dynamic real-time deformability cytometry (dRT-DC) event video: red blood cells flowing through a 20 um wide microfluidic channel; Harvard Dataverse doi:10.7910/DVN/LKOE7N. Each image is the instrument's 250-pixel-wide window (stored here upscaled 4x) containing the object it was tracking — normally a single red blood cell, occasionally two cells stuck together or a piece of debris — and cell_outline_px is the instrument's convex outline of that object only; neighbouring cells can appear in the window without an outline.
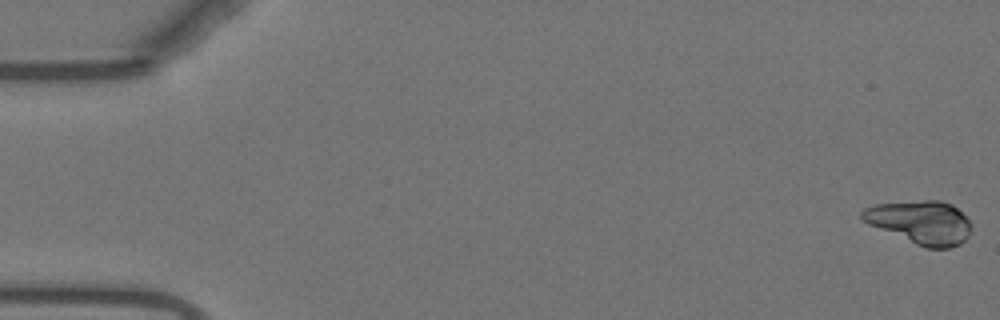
{"species": "Egyptian fruit bat (a non-hibernating species)", "species_latin": "Rousettus aegyptiacus", "temperature_condition": "warm", "stored_images_in_passage": 50, "camera_frame_rate_fps": 3000, "um_per_image_px": 0.085, "animal": {"sex": "female"}, "frame": {"image": 1, "passage_image": 1, "time_ms": 0.0, "image_size_px": [1000, 320], "cell_outline_px": [[972, 228], [968, 236], [960, 244], [948, 248], [928, 248], [916, 244], [868, 224], [860, 216], [860, 212], [864, 208], [876, 204], [924, 200], [940, 200], [952, 204], [968, 220]], "centroid_in_image_um": [78.24, 18.89], "position_along_channel_um": 6.8, "area_um2": 27.34}}
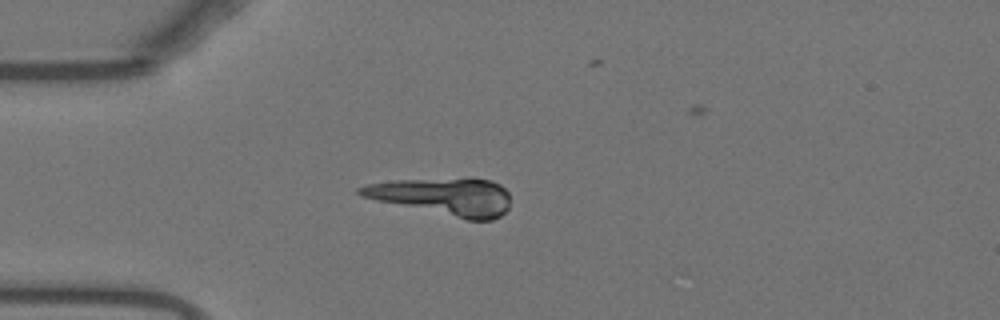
{"frame": {"image": 2, "passage_image": 15, "time_ms": 4.667, "image_size_px": [1000, 320], "cell_outline_px": [[508, 208], [500, 216], [492, 220], [468, 220], [376, 200], [360, 196], [356, 192], [356, 188], [368, 184], [396, 180], [468, 176], [472, 176], [492, 180], [500, 184], [508, 192]], "centroid_in_image_um": [37.73, 16.67], "position_along_channel_um": 47.3, "area_um2": 33.35}}